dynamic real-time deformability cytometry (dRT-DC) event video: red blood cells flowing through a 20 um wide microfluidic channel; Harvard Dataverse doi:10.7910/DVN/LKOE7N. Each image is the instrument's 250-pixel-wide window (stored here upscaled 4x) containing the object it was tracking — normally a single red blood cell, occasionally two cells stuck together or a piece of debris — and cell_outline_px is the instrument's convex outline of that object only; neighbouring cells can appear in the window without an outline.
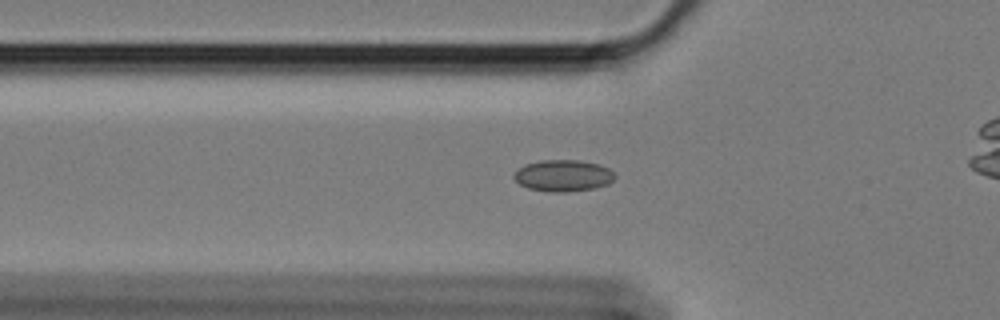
{"species": "Egyptian fruit bat (a non-hibernating species)", "species_latin": "Rousettus aegyptiacus", "temperature_condition": "cold", "stored_images_in_passage": 61, "camera_frame_rate_fps": 3000, "um_per_image_px": 0.085, "animal": {"sex": "female"}, "frame": {"image": 1, "passage_image": 21, "time_ms": 6.667, "image_size_px": [1000, 320], "cell_outline_px": [[616, 176], [608, 184], [596, 188], [568, 192], [548, 192], [528, 188], [520, 184], [512, 176], [524, 164], [540, 160], [580, 160], [600, 164], [608, 168]], "centroid_in_image_um": [47.88, 14.93], "position_along_channel_um": 77.9, "area_um2": 18.67}}
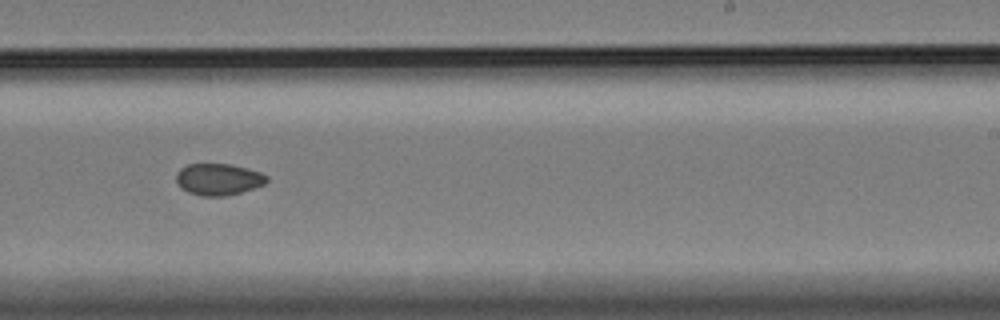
{"frame": {"image": 2, "passage_image": 38, "time_ms": 12.333, "image_size_px": [1000, 320], "cell_outline_px": [[268, 180], [264, 184], [240, 192], [224, 196], [200, 196], [188, 192], [180, 188], [176, 184], [176, 172], [180, 168], [188, 164], [228, 164], [260, 172], [268, 176]], "centroid_in_image_um": [18.51, 15.24], "position_along_channel_um": 270.5, "area_um2": 16.65}}
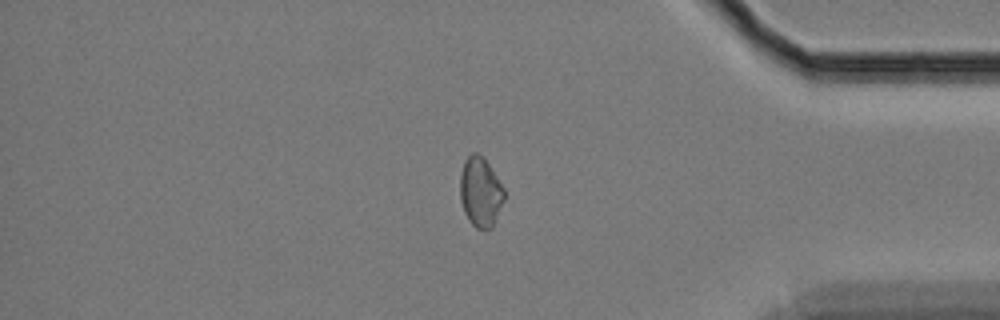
{"frame": {"image": 3, "passage_image": 51, "time_ms": 16.667, "image_size_px": [1000, 320], "cell_outline_px": [[504, 200], [492, 228], [484, 232], [476, 228], [468, 220], [464, 212], [460, 200], [460, 172], [464, 160], [472, 152], [476, 152], [488, 164], [504, 188]], "centroid_in_image_um": [40.82, 16.37], "position_along_channel_um": 394.4, "area_um2": 18.03}, "authors_computed_cell_mechanics": {"area_um2": 17.8024, "velocity_mm_per_s": 3.3832, "shape_relaxation_time_tau1_ms": null, "shape_relaxation_time_tau2_ms": 2.3022, "deformation_change_tau1": null, "deformation_change_tau2": 0.047}}